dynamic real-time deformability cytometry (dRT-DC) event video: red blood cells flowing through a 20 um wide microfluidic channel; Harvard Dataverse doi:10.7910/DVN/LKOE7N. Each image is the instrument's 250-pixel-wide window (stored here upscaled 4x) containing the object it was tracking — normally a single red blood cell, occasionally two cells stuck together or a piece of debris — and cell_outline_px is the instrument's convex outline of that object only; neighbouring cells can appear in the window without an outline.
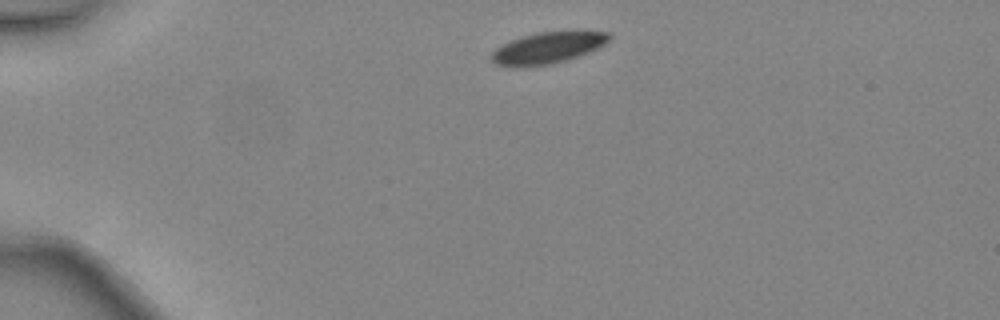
{"species": "common noctule bat (a hibernating species)", "species_latin": "Nyctalus noctula", "temperature_condition": "warm", "stored_images_in_passage": 2, "camera_frame_rate_fps": 3000, "um_per_image_px": 0.085, "animal": {"sex": "female", "body_mass_g": 24.6, "forearm_length_mm": 56.2}, "frame": {"image": 1, "passage_image": 1, "time_ms": 0.0, "image_size_px": [1000, 320], "cell_outline_px": [[612, 40], [588, 52], [568, 60], [552, 64], [520, 68], [512, 68], [496, 64], [492, 60], [492, 52], [496, 48], [520, 36], [536, 32], [576, 28], [580, 28], [612, 32]], "centroid_in_image_um": [46.66, 4.01], "position_along_channel_um": 38.3, "area_um2": 22.77}}
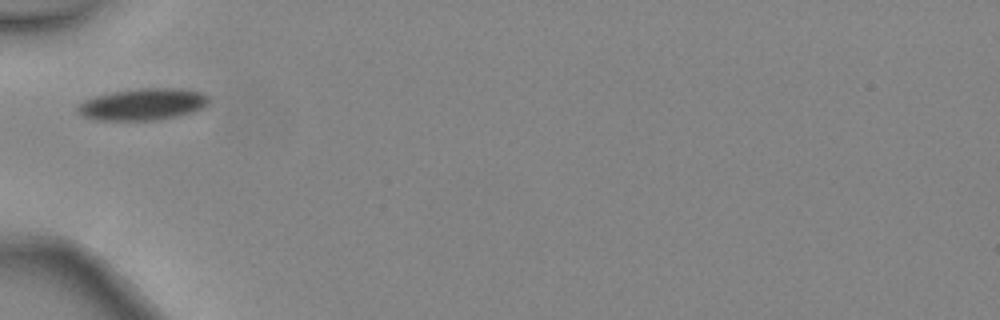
{"frame": {"image": 2, "passage_image": 2, "time_ms": 0.333, "image_size_px": [1000, 320], "cell_outline_px": [[208, 104], [204, 108], [196, 112], [160, 120], [96, 120], [80, 116], [76, 108], [84, 100], [96, 96], [112, 92], [140, 88], [176, 88], [204, 92], [208, 96]], "centroid_in_image_um": [12.18, 8.87], "position_along_channel_um": 72.8, "area_um2": 24.57}}